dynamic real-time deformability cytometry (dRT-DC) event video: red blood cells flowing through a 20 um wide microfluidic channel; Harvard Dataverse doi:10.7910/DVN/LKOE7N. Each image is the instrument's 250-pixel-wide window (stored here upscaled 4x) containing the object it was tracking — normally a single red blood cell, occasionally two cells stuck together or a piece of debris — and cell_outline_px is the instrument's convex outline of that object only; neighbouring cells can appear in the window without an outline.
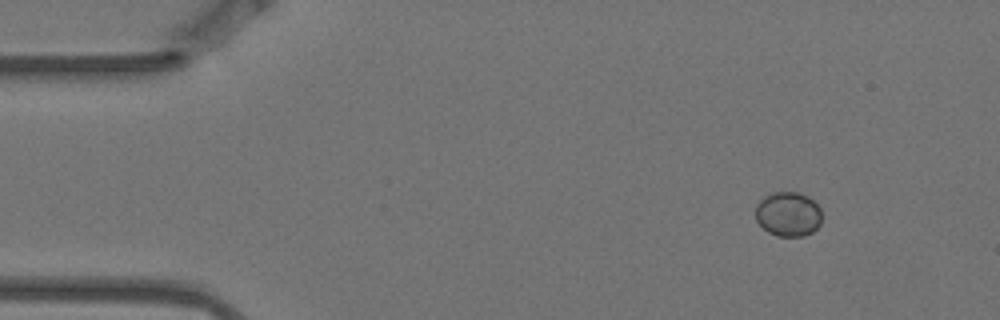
{"species": "Egyptian fruit bat (a non-hibernating species)", "species_latin": "Rousettus aegyptiacus", "temperature_condition": "warm", "stored_images_in_passage": 7, "camera_frame_rate_fps": 3000, "um_per_image_px": 0.085, "animal": {"sex": "female"}, "frame": {"image": 1, "passage_image": 1, "time_ms": 0.0, "image_size_px": [1000, 320], "cell_outline_px": [[820, 224], [812, 232], [804, 236], [776, 236], [768, 232], [756, 220], [756, 204], [764, 196], [772, 192], [800, 192], [808, 196], [820, 208]], "centroid_in_image_um": [66.98, 18.19], "position_along_channel_um": 18.0, "area_um2": 17.22}}
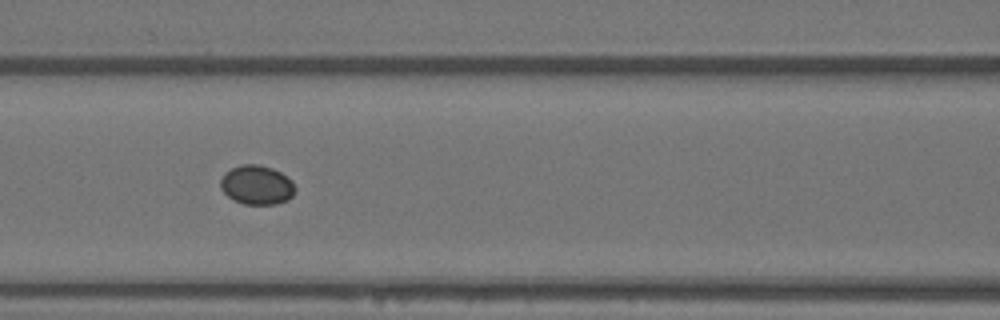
{"frame": {"image": 2, "passage_image": 6, "time_ms": 1.667, "image_size_px": [1000, 320], "cell_outline_px": [[296, 188], [292, 196], [288, 200], [276, 204], [244, 204], [232, 200], [220, 188], [220, 180], [224, 172], [240, 164], [260, 164], [272, 168], [280, 172], [292, 180]], "centroid_in_image_um": [21.82, 15.72], "position_along_channel_um": 144.8, "area_um2": 17.28}}
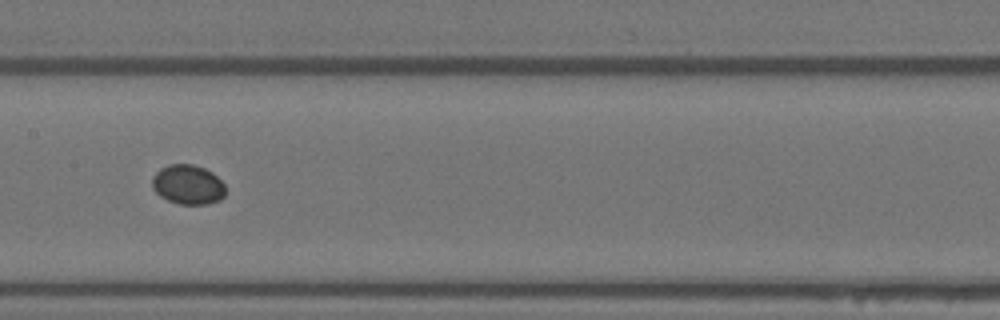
{"frame": {"image": 3, "passage_image": 7, "time_ms": 2.0, "image_size_px": [1000, 320], "cell_outline_px": [[224, 196], [220, 200], [208, 204], [180, 204], [168, 200], [160, 196], [152, 188], [152, 176], [160, 168], [168, 164], [192, 164], [204, 168], [212, 172], [224, 184]], "centroid_in_image_um": [15.95, 15.68], "position_along_channel_um": 191.4, "area_um2": 16.94}}